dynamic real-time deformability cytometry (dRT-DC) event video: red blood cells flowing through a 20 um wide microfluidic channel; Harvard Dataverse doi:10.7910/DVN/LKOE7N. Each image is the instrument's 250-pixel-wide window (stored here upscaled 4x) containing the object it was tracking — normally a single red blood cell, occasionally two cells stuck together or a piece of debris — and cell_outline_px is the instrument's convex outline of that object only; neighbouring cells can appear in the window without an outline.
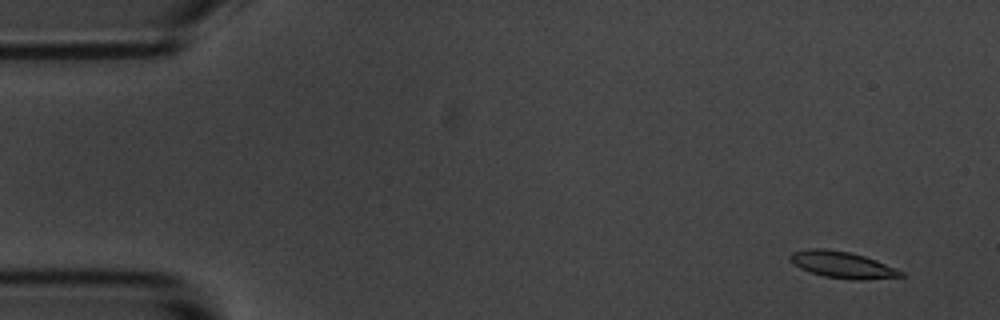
{"species": "common noctule bat (a hibernating species)", "species_latin": "Nyctalus noctula", "temperature_condition": "room temperature", "stored_images_in_passage": 9, "camera_frame_rate_fps": 3000, "um_per_image_px": 0.085, "animal": {"sex": "male", "body_mass_g": 20.1, "forearm_length_mm": 53.5}, "frame": {"image": 1, "passage_image": 2, "time_ms": 1.0, "image_size_px": [1000, 320], "cell_outline_px": [[904, 276], [864, 280], [852, 280], [824, 276], [808, 272], [800, 268], [788, 256], [792, 252], [808, 248], [824, 248], [848, 252], [864, 256], [876, 260], [904, 272]], "centroid_in_image_um": [71.59, 22.51], "position_along_channel_um": 13.4, "area_um2": 17.05}}
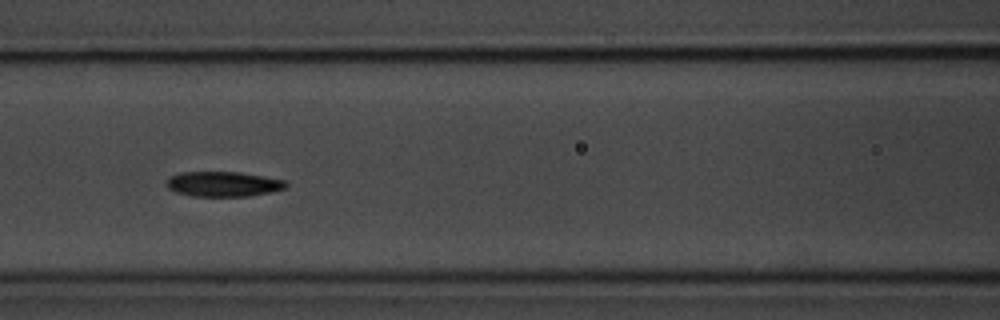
{"frame": {"image": 2, "passage_image": 8, "time_ms": 8.0, "image_size_px": [1000, 320], "cell_outline_px": [[288, 188], [248, 196], [192, 196], [176, 192], [168, 188], [164, 184], [168, 176], [180, 172], [240, 172], [264, 176], [284, 180], [288, 184]], "centroid_in_image_um": [18.94, 15.63], "position_along_channel_um": 147.7, "area_um2": 17.57}}
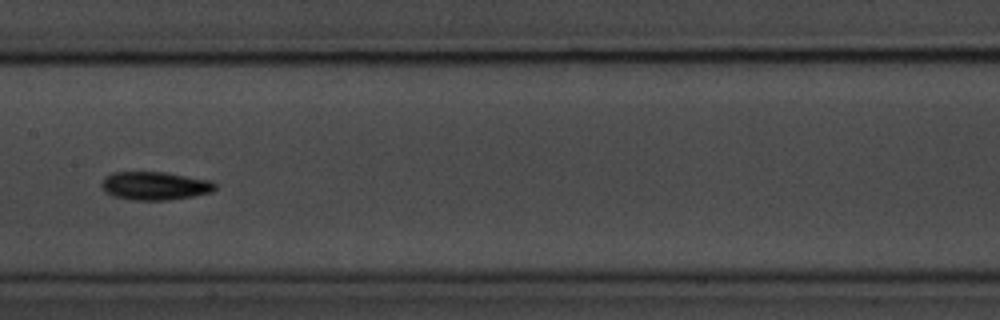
{"frame": {"image": 3, "passage_image": 9, "time_ms": 9.333, "image_size_px": [1000, 320], "cell_outline_px": [[216, 188], [212, 192], [192, 196], [168, 200], [132, 200], [112, 196], [100, 184], [104, 176], [112, 172], [168, 172], [212, 180], [216, 184]], "centroid_in_image_um": [13.19, 15.78], "position_along_channel_um": 194.2, "area_um2": 18.9}}